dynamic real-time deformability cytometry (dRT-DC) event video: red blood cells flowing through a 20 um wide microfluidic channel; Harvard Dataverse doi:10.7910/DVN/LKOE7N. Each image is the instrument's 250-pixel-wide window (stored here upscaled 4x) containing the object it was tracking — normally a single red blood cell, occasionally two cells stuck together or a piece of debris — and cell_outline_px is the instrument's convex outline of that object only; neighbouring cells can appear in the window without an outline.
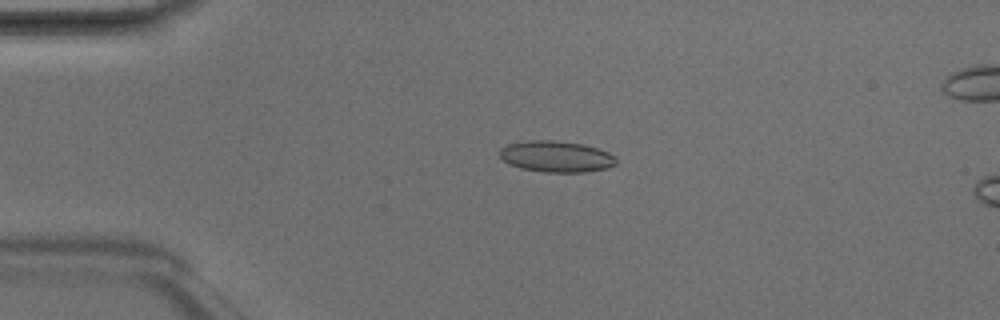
{"species": "Egyptian fruit bat (a non-hibernating species)", "species_latin": "Rousettus aegyptiacus", "temperature_condition": "room temperature", "stored_images_in_passage": 5, "camera_frame_rate_fps": 3000, "um_per_image_px": 0.085, "animal": {"sex": "male"}, "frame": {"image": 1, "passage_image": 3, "time_ms": 0.667, "image_size_px": [1000, 320], "cell_outline_px": [[616, 164], [608, 168], [584, 172], [544, 172], [520, 168], [508, 164], [500, 156], [500, 148], [508, 144], [528, 140], [552, 140], [584, 144], [608, 152], [616, 156]], "centroid_in_image_um": [47.28, 13.3], "position_along_channel_um": 37.7, "area_um2": 21.27}}